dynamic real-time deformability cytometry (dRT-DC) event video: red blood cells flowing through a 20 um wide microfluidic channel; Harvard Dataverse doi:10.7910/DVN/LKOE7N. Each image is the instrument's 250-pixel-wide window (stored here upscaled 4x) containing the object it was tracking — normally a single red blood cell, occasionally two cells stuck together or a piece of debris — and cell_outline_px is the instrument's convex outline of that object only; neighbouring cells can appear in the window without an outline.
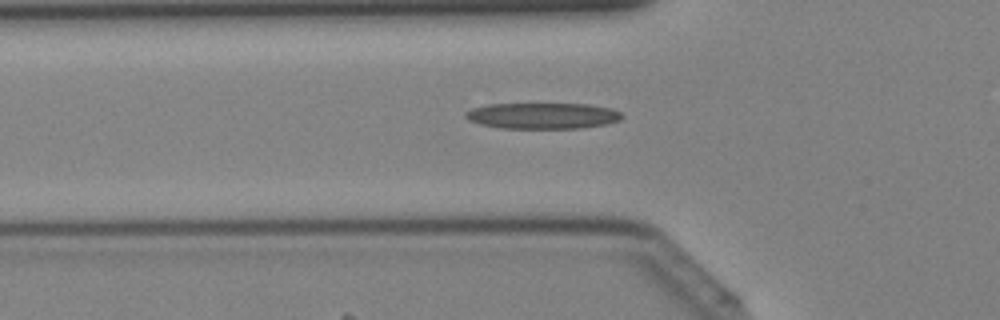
{"species": "Egyptian fruit bat (a non-hibernating species)", "species_latin": "Rousettus aegyptiacus", "temperature_condition": "cold", "stored_images_in_passage": 35, "camera_frame_rate_fps": 3000, "um_per_image_px": 0.085, "animal": {"sex": "female"}, "frame": {"image": 1, "passage_image": 11, "time_ms": 3.333, "image_size_px": [1000, 320], "cell_outline_px": [[624, 116], [620, 120], [608, 124], [584, 128], [500, 128], [480, 124], [468, 120], [464, 116], [464, 112], [472, 108], [488, 104], [588, 104], [612, 108], [620, 112]], "centroid_in_image_um": [46.14, 9.84], "position_along_channel_um": 79.7, "area_um2": 23.93}}
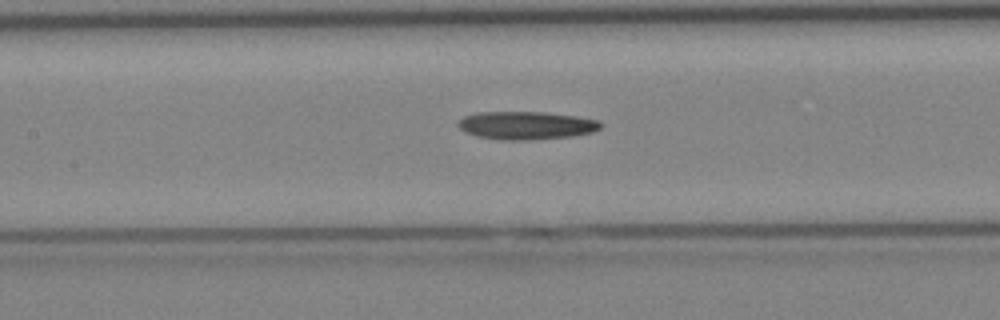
{"frame": {"image": 2, "passage_image": 16, "time_ms": 5.0, "image_size_px": [1000, 320], "cell_outline_px": [[604, 124], [600, 128], [592, 132], [572, 136], [528, 140], [500, 140], [476, 136], [464, 132], [456, 124], [464, 116], [476, 112], [544, 112], [576, 116], [600, 120]], "centroid_in_image_um": [44.72, 10.66], "position_along_channel_um": 162.7, "area_um2": 23.47}}
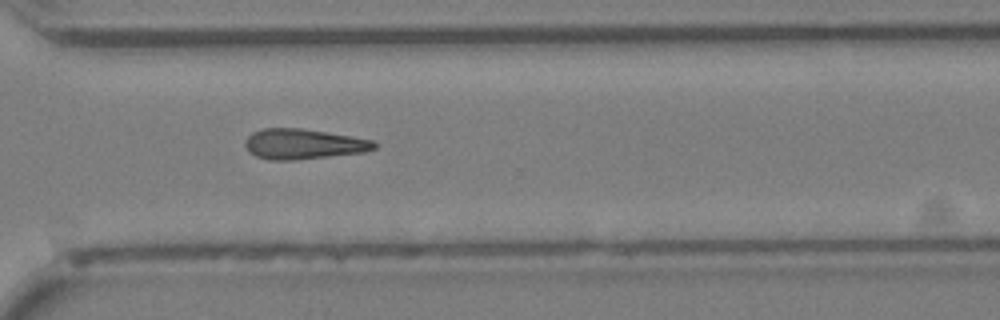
{"frame": {"image": 3, "passage_image": 27, "time_ms": 8.667, "image_size_px": [1000, 320], "cell_outline_px": [[376, 148], [364, 152], [292, 160], [268, 160], [256, 156], [248, 152], [244, 144], [244, 140], [252, 132], [264, 128], [300, 128], [372, 140], [376, 144]], "centroid_in_image_um": [25.71, 12.25], "position_along_channel_um": 344.9, "area_um2": 22.54}}